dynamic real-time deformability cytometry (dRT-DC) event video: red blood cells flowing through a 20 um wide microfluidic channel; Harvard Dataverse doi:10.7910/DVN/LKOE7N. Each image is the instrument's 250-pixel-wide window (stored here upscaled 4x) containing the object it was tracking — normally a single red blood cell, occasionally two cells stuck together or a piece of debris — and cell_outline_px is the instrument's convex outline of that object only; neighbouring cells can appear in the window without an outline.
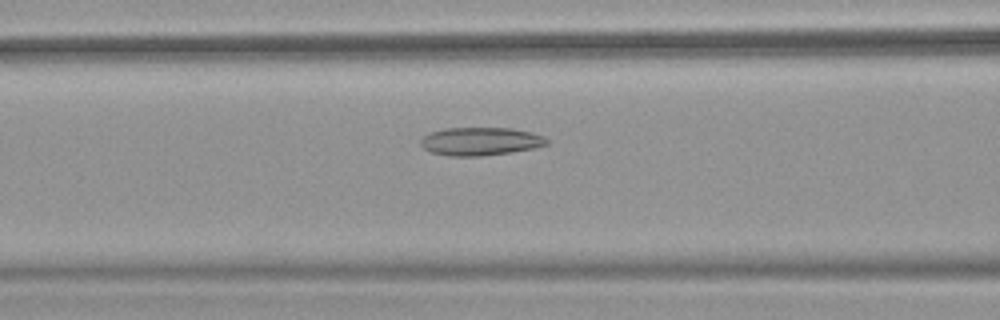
{"species": "common noctule bat (a hibernating species)", "species_latin": "Nyctalus noctula", "temperature_condition": "warm", "stored_images_in_passage": 51, "camera_frame_rate_fps": 3000, "um_per_image_px": 0.085, "animal": {"sex": "female", "body_mass_g": 18.4}, "frame": {"image": 1, "passage_image": 21, "time_ms": 6.667, "image_size_px": [1000, 320], "cell_outline_px": [[548, 144], [536, 148], [512, 152], [480, 156], [448, 156], [432, 152], [424, 148], [420, 144], [420, 140], [428, 132], [444, 128], [512, 128], [532, 132], [544, 136], [548, 140]], "centroid_in_image_um": [40.85, 12.01], "position_along_channel_um": 125.8, "area_um2": 20.87}}
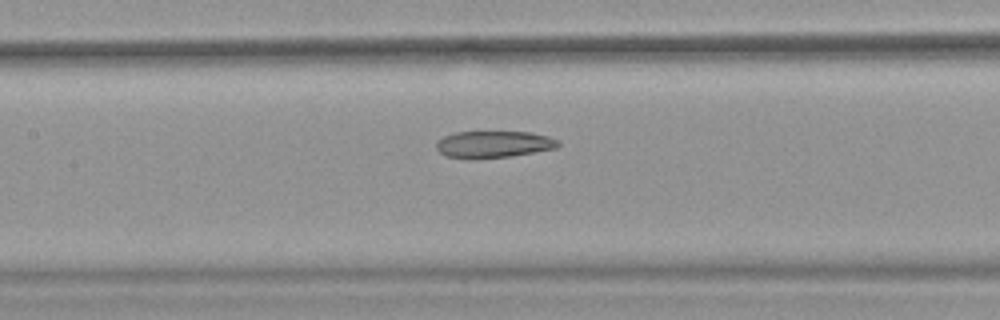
{"frame": {"image": 2, "passage_image": 24, "time_ms": 7.667, "image_size_px": [1000, 320], "cell_outline_px": [[560, 144], [556, 148], [512, 156], [444, 156], [436, 148], [436, 140], [444, 136], [456, 132], [528, 132], [548, 136], [560, 140]], "centroid_in_image_um": [42.0, 12.22], "position_along_channel_um": 165.4, "area_um2": 18.38}}
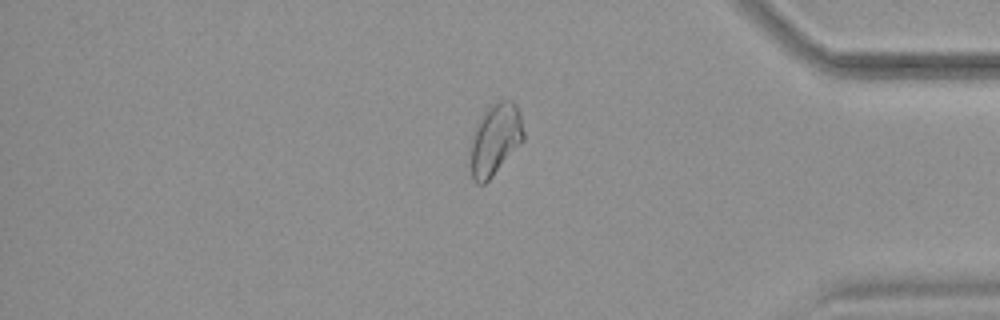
{"frame": {"image": 3, "passage_image": 43, "time_ms": 14.0, "image_size_px": [1000, 320], "cell_outline_px": [[524, 140], [492, 176], [484, 184], [476, 184], [472, 180], [468, 164], [468, 148], [472, 132], [484, 108], [488, 104], [500, 100], [512, 100], [516, 104], [520, 112], [524, 132]], "centroid_in_image_um": [42.02, 11.84], "position_along_channel_um": 393.2, "area_um2": 23.18}, "authors_computed_cell_mechanics": {"area_um2": 23.1778, "velocity_mm_per_s": 3.977, "shape_relaxation_time_tau1_ms": null, "shape_relaxation_time_tau2_ms": 3.3213, "deformation_change_tau1": null, "deformation_change_tau2": 0.1054}}